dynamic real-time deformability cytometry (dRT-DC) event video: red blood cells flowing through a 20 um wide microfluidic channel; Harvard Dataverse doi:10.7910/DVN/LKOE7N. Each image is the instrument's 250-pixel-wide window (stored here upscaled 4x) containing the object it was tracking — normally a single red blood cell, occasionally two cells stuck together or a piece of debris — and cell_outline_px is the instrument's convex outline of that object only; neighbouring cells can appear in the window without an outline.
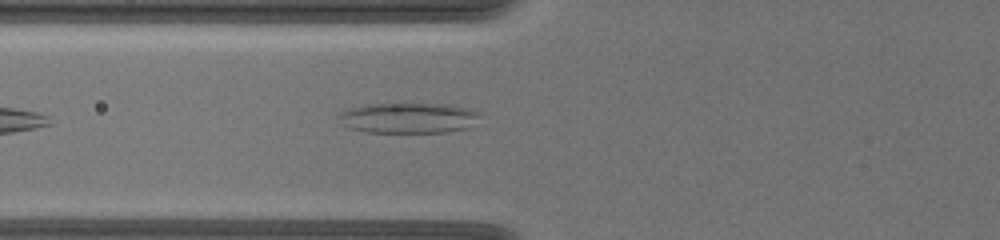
{"species": "common noctule bat (a hibernating species)", "species_latin": "Nyctalus noctula", "temperature_condition": "warm", "stored_images_in_passage": 42, "camera_frame_rate_fps": 3000, "um_per_image_px": 0.085, "animal": {"sex": "female", "body_mass_g": 19.5, "forearm_length_mm": 54.1}, "frame": {"image": 1, "passage_image": 7, "time_ms": 1.667, "image_size_px": [1000, 240], "cell_outline_px": [[480, 116], [468, 128], [448, 132], [364, 132], [348, 128], [344, 124], [340, 116], [340, 112], [348, 108], [368, 104], [400, 100], [448, 104], [472, 108], [480, 112]], "centroid_in_image_um": [34.75, 9.96], "position_along_channel_um": 91.1, "area_um2": 26.24}}
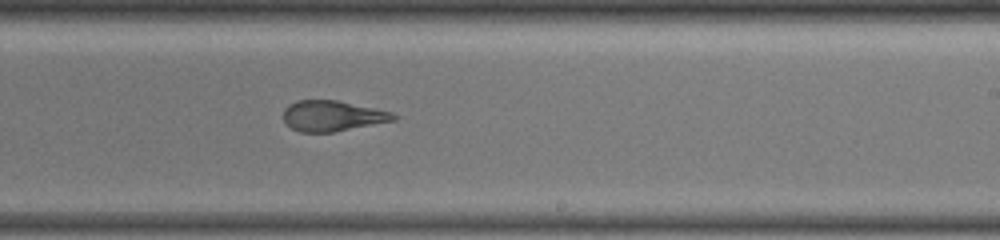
{"frame": {"image": 2, "passage_image": 20, "time_ms": 6.333, "image_size_px": [1000, 240], "cell_outline_px": [[396, 120], [332, 132], [300, 132], [284, 124], [284, 108], [288, 104], [296, 100], [336, 100], [376, 108], [392, 112], [396, 116]], "centroid_in_image_um": [28.22, 9.84], "position_along_channel_um": 260.8, "area_um2": 19.65}}
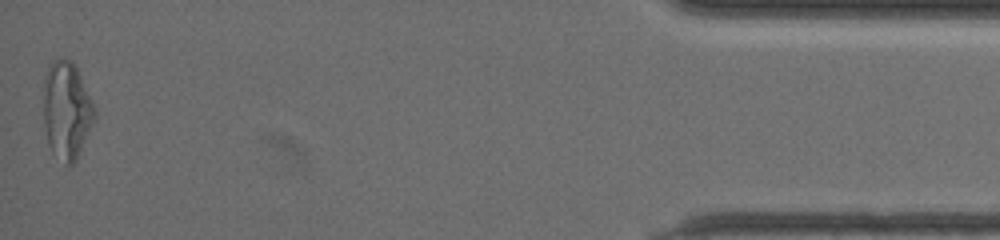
{"frame": {"image": 3, "passage_image": 42, "time_ms": 13.0, "image_size_px": [1000, 240], "cell_outline_px": [[96, 120], [76, 160], [68, 168], [52, 152], [48, 144], [44, 124], [44, 80], [48, 68], [52, 60], [72, 60], [96, 108]], "centroid_in_image_um": [5.69, 9.44], "position_along_channel_um": 429.5, "area_um2": 29.13}, "authors_computed_cell_mechanics": {"area_um2": 22.0507, "velocity_mm_per_s": 3.6286, "shape_relaxation_time_tau1_ms": null, "shape_relaxation_time_tau2_ms": 1.5677, "deformation_change_tau1": null, "deformation_change_tau2": 0.106}}